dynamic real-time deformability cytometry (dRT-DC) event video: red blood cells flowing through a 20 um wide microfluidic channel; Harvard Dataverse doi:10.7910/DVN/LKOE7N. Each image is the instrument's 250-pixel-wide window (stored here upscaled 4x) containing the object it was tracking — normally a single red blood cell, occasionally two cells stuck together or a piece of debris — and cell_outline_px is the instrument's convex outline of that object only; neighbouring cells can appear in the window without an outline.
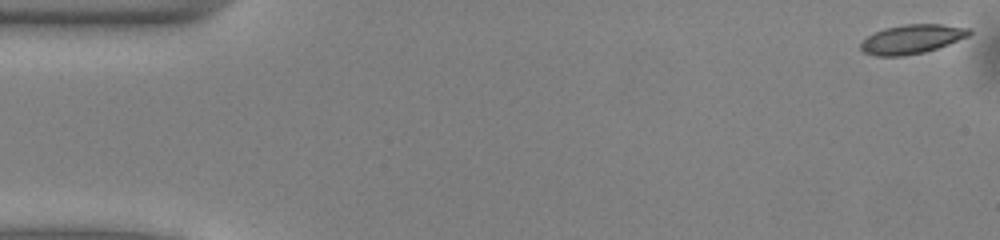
{"species": "common noctule bat (a hibernating species)", "species_latin": "Nyctalus noctula", "temperature_condition": "warm", "stored_images_in_passage": 51, "camera_frame_rate_fps": 3000, "um_per_image_px": 0.085, "animal": {"sex": "male", "body_mass_g": 13.0, "forearm_length_mm": 53.1}, "frame": {"image": 1, "passage_image": 1, "time_ms": 0.0, "image_size_px": [1000, 240], "cell_outline_px": [[972, 32], [968, 36], [948, 44], [924, 52], [900, 56], [876, 56], [864, 52], [860, 48], [860, 44], [868, 36], [884, 28], [904, 24], [940, 24], [968, 28]], "centroid_in_image_um": [77.49, 3.32], "position_along_channel_um": 7.5, "area_um2": 18.15}}
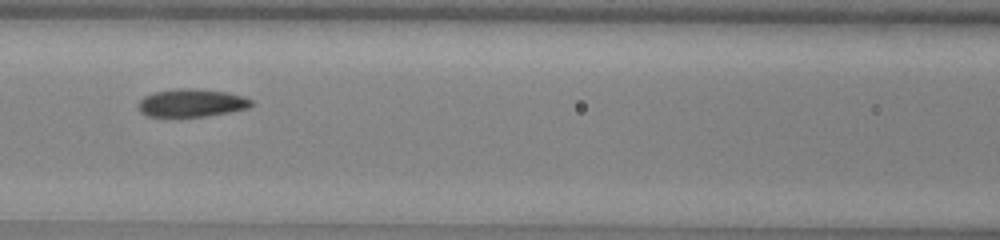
{"frame": {"image": 2, "passage_image": 22, "time_ms": 7.0, "image_size_px": [1000, 240], "cell_outline_px": [[252, 104], [248, 108], [208, 116], [148, 116], [140, 112], [140, 100], [144, 96], [152, 92], [176, 88], [196, 88], [228, 92], [244, 96], [252, 100]], "centroid_in_image_um": [16.3, 8.73], "position_along_channel_um": 150.3, "area_um2": 18.38}}
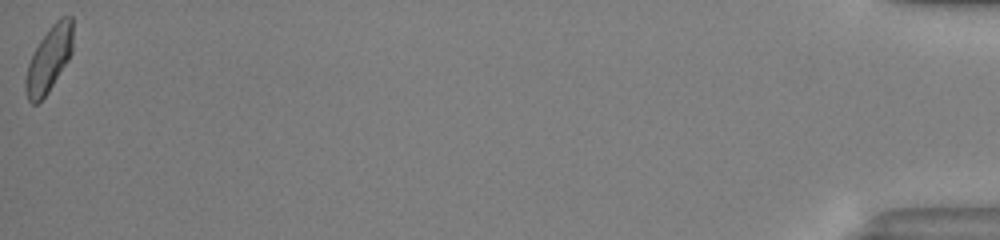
{"frame": {"image": 3, "passage_image": 51, "time_ms": 16.667, "image_size_px": [1000, 240], "cell_outline_px": [[72, 52], [68, 60], [48, 92], [36, 104], [32, 104], [28, 100], [24, 88], [24, 84], [28, 64], [40, 40], [48, 28], [60, 16], [72, 16]], "centroid_in_image_um": [4.16, 5.02], "position_along_channel_um": 431.0, "area_um2": 17.86}, "authors_computed_cell_mechanics": {"area_um2": 18.2648, "velocity_mm_per_s": 4.0092, "shape_relaxation_time_tau1_ms": 2.968, "shape_relaxation_time_tau2_ms": 2.2204, "deformation_change_tau1": 0.1102, "deformation_change_tau2": 0.0671}}